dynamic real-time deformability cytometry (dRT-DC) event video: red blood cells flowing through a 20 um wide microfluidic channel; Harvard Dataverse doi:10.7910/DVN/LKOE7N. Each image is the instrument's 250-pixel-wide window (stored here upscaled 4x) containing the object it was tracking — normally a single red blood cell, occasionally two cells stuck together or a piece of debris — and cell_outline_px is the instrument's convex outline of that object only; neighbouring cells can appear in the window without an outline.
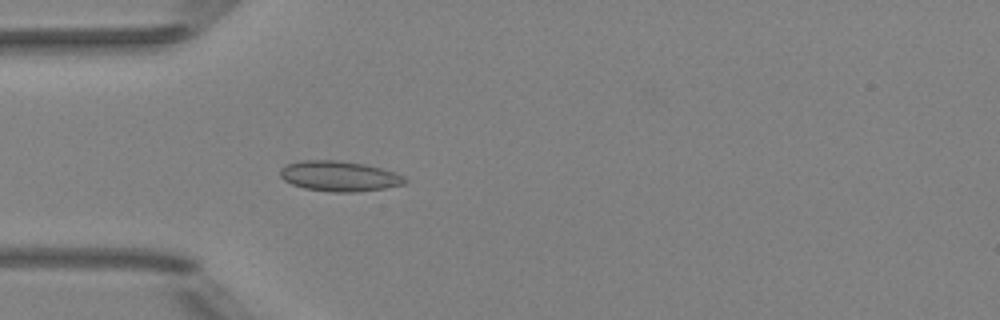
{"species": "Egyptian fruit bat (a non-hibernating species)", "species_latin": "Rousettus aegyptiacus", "temperature_condition": "room temperature", "stored_images_in_passage": 37, "camera_frame_rate_fps": 3000, "um_per_image_px": 0.085, "animal": {"sex": "female"}, "frame": {"image": 1, "passage_image": 1, "time_ms": 0.0, "image_size_px": [1000, 320], "cell_outline_px": [[408, 184], [384, 188], [356, 192], [332, 192], [304, 188], [292, 184], [284, 180], [280, 176], [280, 168], [288, 164], [304, 160], [336, 160], [364, 164], [380, 168], [404, 176], [408, 180]], "centroid_in_image_um": [28.85, 14.98], "position_along_channel_um": 56.1, "area_um2": 21.96}}
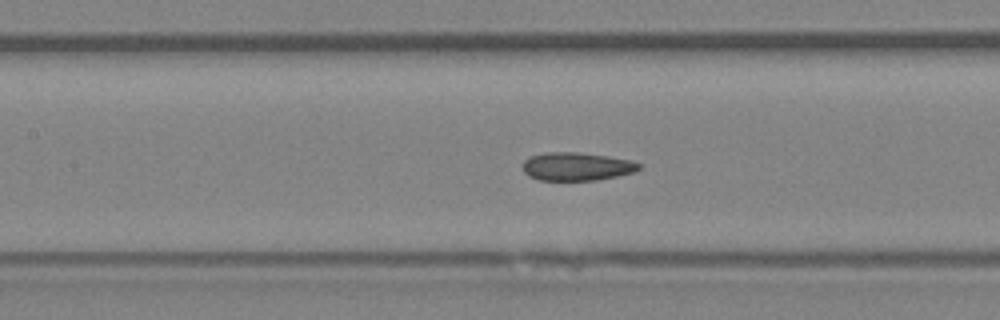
{"frame": {"image": 2, "passage_image": 9, "time_ms": 2.667, "image_size_px": [1000, 320], "cell_outline_px": [[640, 168], [636, 172], [596, 180], [540, 180], [528, 176], [524, 172], [524, 160], [528, 156], [544, 152], [576, 152], [608, 156], [628, 160], [640, 164]], "centroid_in_image_um": [48.99, 14.15], "position_along_channel_um": 158.4, "area_um2": 19.07}}
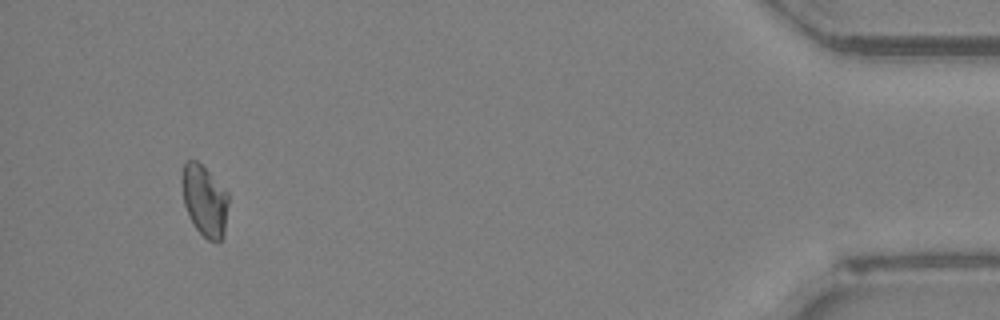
{"frame": {"image": 3, "passage_image": 34, "time_ms": 11.0, "image_size_px": [1000, 320], "cell_outline_px": [[228, 204], [224, 236], [216, 244], [208, 240], [196, 228], [184, 204], [180, 184], [180, 180], [184, 160], [196, 160], [228, 192]], "centroid_in_image_um": [17.37, 17.04], "position_along_channel_um": 417.8, "area_um2": 19.36}, "authors_computed_cell_mechanics": {"area_um2": 19.363, "velocity_mm_per_s": 4.0102, "shape_relaxation_time_tau1_ms": null, "shape_relaxation_time_tau2_ms": 1.4671, "deformation_change_tau1": null, "deformation_change_tau2": 0.0405}}